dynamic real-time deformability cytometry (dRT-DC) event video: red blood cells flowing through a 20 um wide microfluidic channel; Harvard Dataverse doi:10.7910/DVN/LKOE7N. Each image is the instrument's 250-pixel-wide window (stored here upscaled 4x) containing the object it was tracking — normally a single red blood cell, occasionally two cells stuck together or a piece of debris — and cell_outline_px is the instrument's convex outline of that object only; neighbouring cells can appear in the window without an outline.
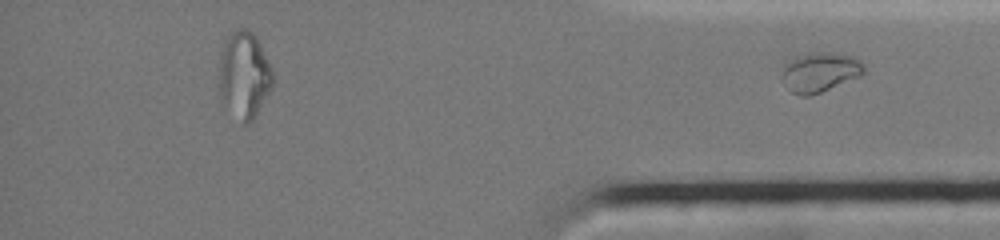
{"species": "common noctule bat (a hibernating species)", "species_latin": "Nyctalus noctula", "temperature_condition": "cold", "stored_images_in_passage": 31, "segment_of_instrument_passage": [2, 2], "camera_frame_rate_fps": 3000, "um_per_image_px": 0.085, "animal": {"sex": "female", "body_mass_g": 19.0, "forearm_length_mm": 51.5}, "frame": {"image": 1, "passage_image": 31, "time_ms": 14.0, "image_size_px": [1000, 240], "cell_outline_px": [[864, 72], [860, 76], [820, 92], [808, 96], [800, 96], [792, 92], [788, 88], [784, 76], [784, 64], [796, 56], [812, 52], [832, 52], [852, 56], [860, 60], [864, 64]], "centroid_in_image_um": [69.73, 6.11], "position_along_channel_um": 365.5, "area_um2": 18.61}}